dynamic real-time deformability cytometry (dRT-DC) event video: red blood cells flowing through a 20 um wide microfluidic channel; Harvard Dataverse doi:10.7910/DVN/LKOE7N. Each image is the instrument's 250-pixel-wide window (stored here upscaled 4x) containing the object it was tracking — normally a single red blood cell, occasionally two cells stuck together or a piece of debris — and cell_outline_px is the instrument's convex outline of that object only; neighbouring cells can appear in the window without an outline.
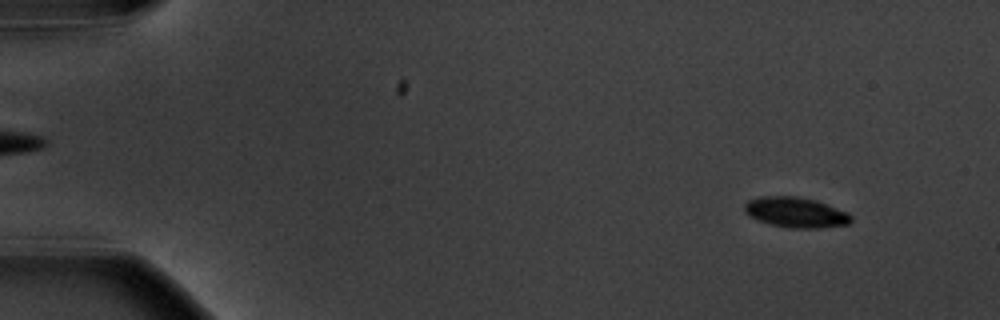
{"species": "common noctule bat (a hibernating species)", "species_latin": "Nyctalus noctula", "temperature_condition": "warm", "stored_images_in_passage": 51, "camera_frame_rate_fps": 3000, "um_per_image_px": 0.085, "animal": {"sex": "male", "body_mass_g": 20.1, "forearm_length_mm": 53.5}, "frame": {"image": 1, "passage_image": 5, "time_ms": 1.333, "image_size_px": [1000, 320], "cell_outline_px": [[852, 220], [848, 224], [820, 228], [792, 228], [772, 224], [756, 220], [748, 216], [744, 212], [744, 204], [748, 200], [760, 196], [796, 196], [816, 200], [848, 212], [852, 216]], "centroid_in_image_um": [67.62, 18.04], "position_along_channel_um": 17.4, "area_um2": 18.96}}
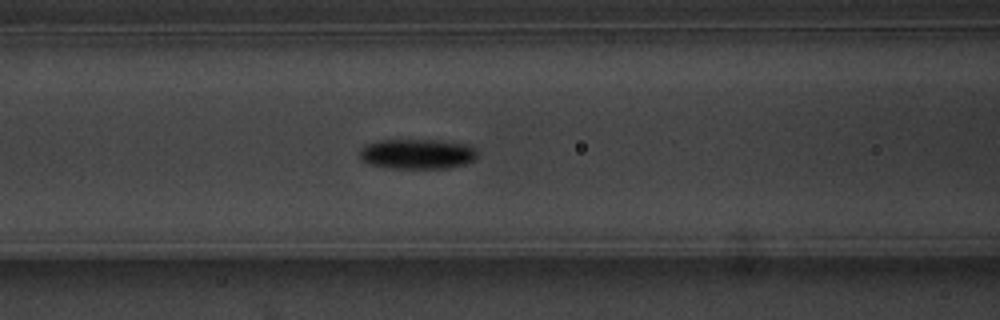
{"frame": {"image": 2, "passage_image": 24, "time_ms": 7.667, "image_size_px": [1000, 320], "cell_outline_px": [[476, 156], [472, 160], [464, 164], [444, 168], [388, 168], [368, 164], [360, 160], [360, 148], [364, 144], [380, 140], [436, 140], [468, 144], [476, 148]], "centroid_in_image_um": [35.41, 13.08], "position_along_channel_um": 131.2, "area_um2": 20.69}}
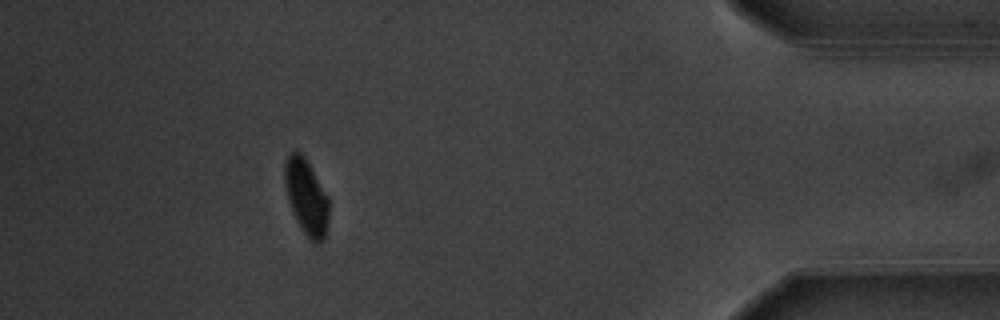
{"frame": {"image": 3, "passage_image": 50, "time_ms": 1683.333, "image_size_px": [1000, 320], "cell_outline_px": [[328, 220], [324, 240], [312, 240], [304, 232], [296, 220], [288, 200], [284, 184], [284, 160], [288, 152], [296, 148], [304, 156], [328, 196]], "centroid_in_image_um": [26.0, 16.63], "position_along_channel_um": 409.2, "area_um2": 19.36}, "authors_computed_cell_mechanics": {"area_um2": 19.7098, "velocity_mm_per_s": 3.6138, "shape_relaxation_time_tau1_ms": 1.718, "shape_relaxation_time_tau2_ms": null, "deformation_change_tau1": 0.1315, "deformation_change_tau2": null}}